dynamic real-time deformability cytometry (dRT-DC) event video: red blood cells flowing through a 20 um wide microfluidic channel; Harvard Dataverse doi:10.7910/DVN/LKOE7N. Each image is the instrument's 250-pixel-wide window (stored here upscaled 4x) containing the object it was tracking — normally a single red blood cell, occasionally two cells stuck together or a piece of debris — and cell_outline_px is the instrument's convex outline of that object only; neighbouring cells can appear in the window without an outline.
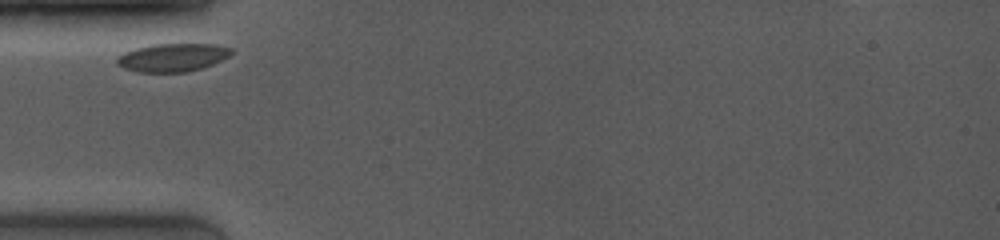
{"species": "common noctule bat (a hibernating species)", "species_latin": "Nyctalus noctula", "temperature_condition": "room temperature", "stored_images_in_passage": 18, "camera_frame_rate_fps": 4000, "um_per_image_px": 0.085, "animal": {"sex": "female", "body_mass_g": 19.0, "forearm_length_mm": 53.3}, "frame": {"image": 1, "passage_image": 1, "time_ms": 0.0, "image_size_px": [1000, 240], "cell_outline_px": [[232, 52], [228, 56], [204, 68], [188, 72], [136, 72], [124, 68], [116, 64], [116, 56], [124, 52], [136, 48], [152, 44], [216, 44], [232, 48]], "centroid_in_image_um": [14.63, 4.89], "position_along_channel_um": 70.4, "area_um2": 18.9}}
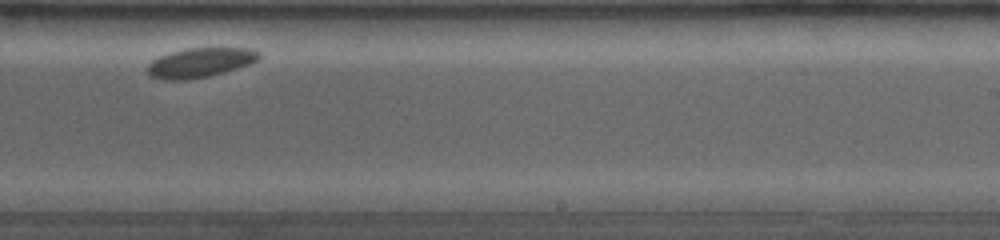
{"frame": {"image": 2, "passage_image": 11, "time_ms": 5.75, "image_size_px": [1000, 240], "cell_outline_px": [[260, 60], [252, 64], [224, 72], [208, 76], [188, 80], [164, 80], [148, 76], [148, 64], [152, 60], [160, 56], [184, 48], [252, 48], [260, 52]], "centroid_in_image_um": [17.04, 5.32], "position_along_channel_um": 272.0, "area_um2": 19.42}}
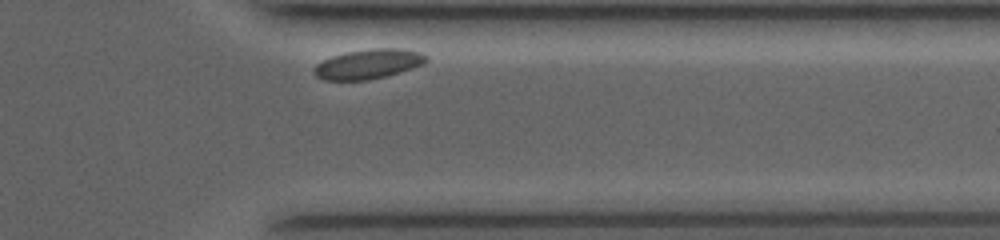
{"frame": {"image": 3, "passage_image": 17, "time_ms": 8.75, "image_size_px": [1000, 240], "cell_outline_px": [[428, 60], [424, 64], [412, 68], [384, 76], [368, 80], [324, 80], [316, 76], [312, 72], [312, 68], [316, 64], [332, 56], [348, 52], [372, 48], [400, 48], [420, 52], [428, 56]], "centroid_in_image_um": [31.3, 5.44], "position_along_channel_um": 380.1, "area_um2": 19.36}}